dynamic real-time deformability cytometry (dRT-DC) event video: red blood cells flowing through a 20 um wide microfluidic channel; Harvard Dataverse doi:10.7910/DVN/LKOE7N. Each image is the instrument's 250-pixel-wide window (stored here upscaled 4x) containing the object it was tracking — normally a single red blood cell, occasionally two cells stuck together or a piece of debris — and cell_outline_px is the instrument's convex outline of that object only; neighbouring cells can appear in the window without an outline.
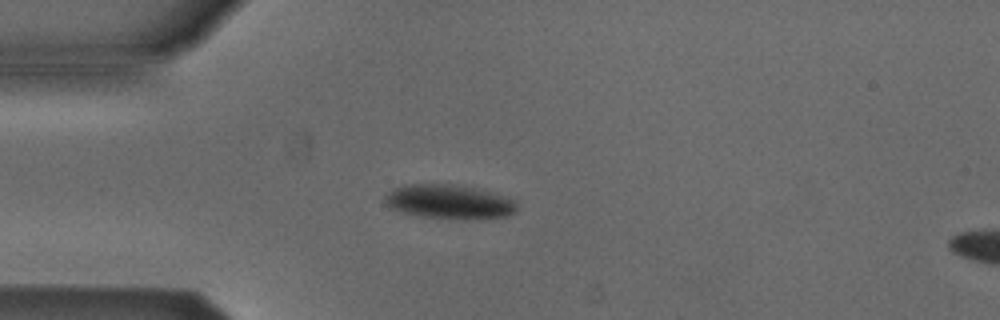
{"species": "Egyptian fruit bat (a non-hibernating species)", "species_latin": "Rousettus aegyptiacus", "temperature_condition": "cold", "stored_images_in_passage": 2, "segment_of_instrument_passage": [1, 2], "camera_frame_rate_fps": 3000, "um_per_image_px": 0.085, "animal": {"sex": "male"}, "frame": {"image": 1, "passage_image": 1, "time_ms": 0.0, "image_size_px": [1000, 320], "cell_outline_px": [[516, 212], [508, 216], [480, 220], [464, 220], [424, 216], [400, 212], [384, 204], [384, 196], [388, 192], [404, 184], [452, 184], [476, 188], [516, 200]], "centroid_in_image_um": [38.19, 17.17], "position_along_channel_um": 46.8, "area_um2": 26.59}}